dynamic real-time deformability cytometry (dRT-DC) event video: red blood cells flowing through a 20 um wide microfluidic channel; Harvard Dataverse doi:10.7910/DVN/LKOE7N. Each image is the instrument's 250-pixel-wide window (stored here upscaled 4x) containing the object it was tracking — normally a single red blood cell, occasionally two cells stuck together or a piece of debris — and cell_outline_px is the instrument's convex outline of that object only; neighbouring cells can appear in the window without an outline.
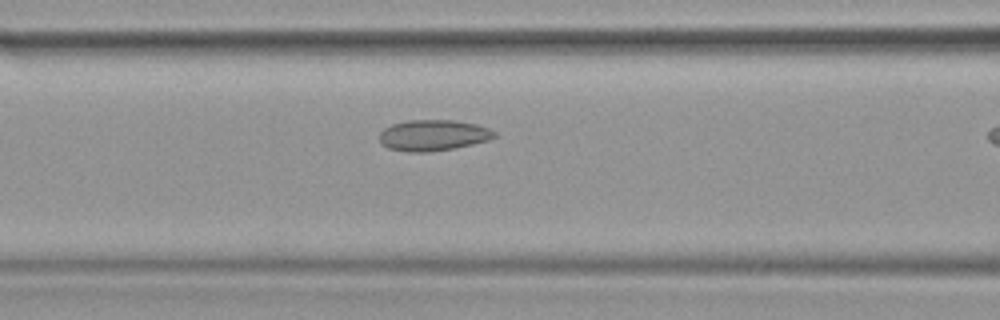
{"species": "common noctule bat (a hibernating species)", "species_latin": "Nyctalus noctula", "temperature_condition": "warm", "stored_images_in_passage": 16, "camera_frame_rate_fps": 3000, "um_per_image_px": 0.085, "animal": {"sex": "female", "body_mass_g": 19.9}, "frame": {"image": 1, "passage_image": 12, "time_ms": 3.667, "image_size_px": [1000, 320], "cell_outline_px": [[496, 136], [488, 140], [472, 144], [452, 148], [428, 152], [408, 152], [388, 148], [380, 144], [380, 132], [384, 128], [392, 124], [408, 120], [452, 120], [476, 124], [488, 128], [496, 132]], "centroid_in_image_um": [36.79, 11.5], "position_along_channel_um": 129.8, "area_um2": 20.69}}
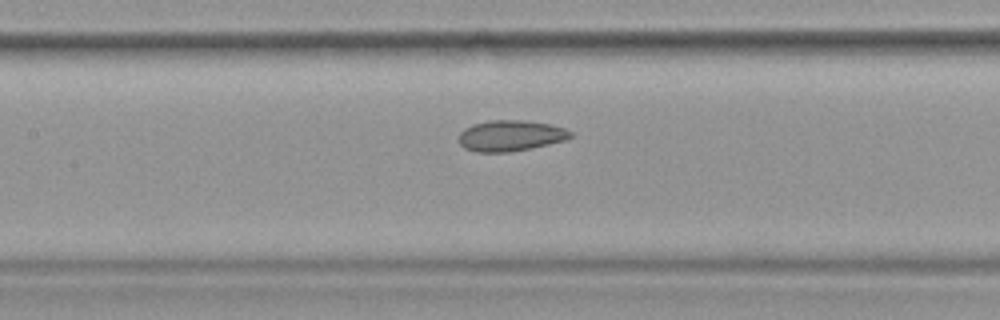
{"frame": {"image": 2, "passage_image": 14, "time_ms": 4.333, "image_size_px": [1000, 320], "cell_outline_px": [[572, 136], [564, 140], [548, 144], [508, 152], [476, 152], [464, 148], [460, 144], [460, 132], [464, 128], [472, 124], [488, 120], [524, 120], [548, 124], [564, 128], [572, 132]], "centroid_in_image_um": [43.36, 11.52], "position_along_channel_um": 164.0, "area_um2": 19.94}}